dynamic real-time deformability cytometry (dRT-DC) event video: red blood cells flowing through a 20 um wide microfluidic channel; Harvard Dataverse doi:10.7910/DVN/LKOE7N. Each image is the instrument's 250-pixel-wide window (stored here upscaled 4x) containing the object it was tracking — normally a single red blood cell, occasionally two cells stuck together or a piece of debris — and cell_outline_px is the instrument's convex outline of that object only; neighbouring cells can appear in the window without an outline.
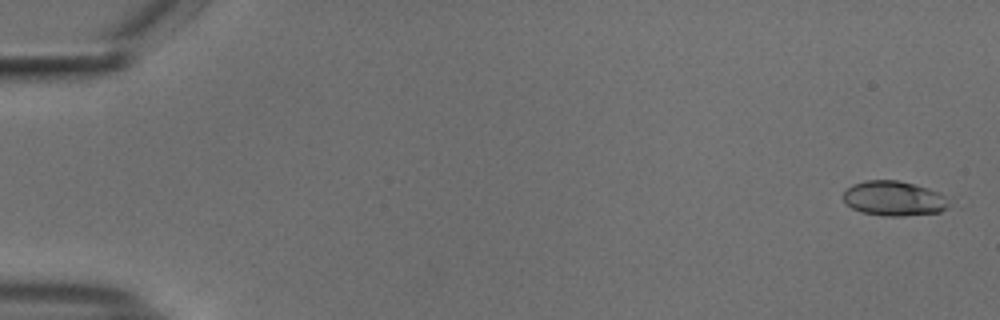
{"species": "common noctule bat (a hibernating species)", "species_latin": "Nyctalus noctula", "temperature_condition": "cold", "stored_images_in_passage": 11, "camera_frame_rate_fps": 3000, "um_per_image_px": 0.085, "animal": {"sex": "male", "body_mass_g": 18.8}, "frame": {"image": 1, "passage_image": 2, "time_ms": 0.333, "image_size_px": [1000, 320], "cell_outline_px": [[948, 204], [940, 212], [904, 216], [884, 216], [860, 212], [852, 208], [844, 200], [844, 192], [852, 184], [864, 180], [896, 180], [928, 188], [940, 192], [944, 196]], "centroid_in_image_um": [75.95, 16.87], "position_along_channel_um": 9.1, "area_um2": 21.27}}